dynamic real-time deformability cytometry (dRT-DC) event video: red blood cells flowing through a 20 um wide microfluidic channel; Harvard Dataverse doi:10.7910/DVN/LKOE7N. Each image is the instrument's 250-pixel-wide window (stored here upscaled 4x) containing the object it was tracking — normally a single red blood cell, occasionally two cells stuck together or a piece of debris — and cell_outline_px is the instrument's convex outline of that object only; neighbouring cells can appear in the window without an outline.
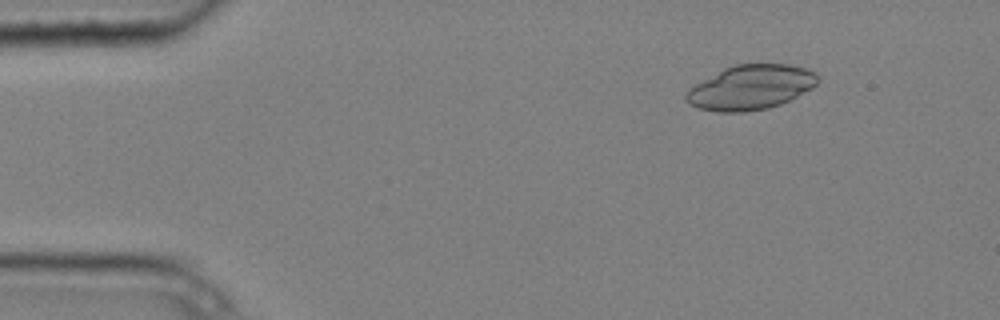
{"species": "common noctule bat (a hibernating species)", "species_latin": "Nyctalus noctula", "temperature_condition": "cold", "stored_images_in_passage": 5, "camera_frame_rate_fps": 3000, "um_per_image_px": 0.085, "animal": {"sex": "male", "body_mass_g": 20.4}, "frame": {"image": 1, "passage_image": 2, "time_ms": 0.333, "image_size_px": [1000, 320], "cell_outline_px": [[820, 80], [812, 88], [780, 104], [768, 108], [744, 112], [716, 112], [700, 108], [688, 104], [684, 100], [684, 96], [688, 88], [724, 68], [736, 64], [792, 64], [808, 68], [816, 72], [820, 76]], "centroid_in_image_um": [63.82, 7.42], "position_along_channel_um": 21.2, "area_um2": 34.45}}